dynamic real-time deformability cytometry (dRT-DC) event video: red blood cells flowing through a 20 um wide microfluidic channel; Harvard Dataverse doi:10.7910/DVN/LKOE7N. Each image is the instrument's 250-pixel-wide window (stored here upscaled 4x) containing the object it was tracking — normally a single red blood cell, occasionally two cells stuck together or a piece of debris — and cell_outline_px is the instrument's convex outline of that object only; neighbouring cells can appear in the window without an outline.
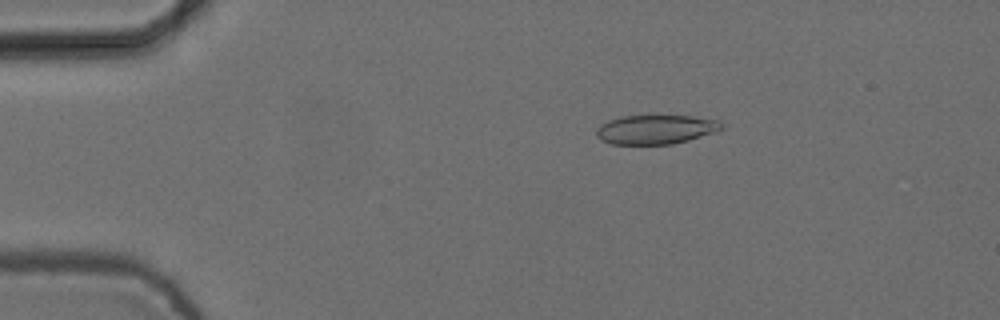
{"species": "common noctule bat (a hibernating species)", "species_latin": "Nyctalus noctula", "temperature_condition": "cold", "stored_images_in_passage": 2, "camera_frame_rate_fps": 3000, "um_per_image_px": 0.085, "animal": {"sex": "female", "body_mass_g": 24.6, "forearm_length_mm": 56.2}, "frame": {"image": 1, "passage_image": 2, "time_ms": 0.333, "image_size_px": [1000, 320], "cell_outline_px": [[724, 128], [716, 132], [688, 140], [672, 144], [612, 144], [600, 140], [596, 136], [596, 128], [600, 124], [608, 120], [620, 116], [692, 116], [720, 120], [724, 124]], "centroid_in_image_um": [55.74, 11.0], "position_along_channel_um": 29.3, "area_um2": 21.5}}